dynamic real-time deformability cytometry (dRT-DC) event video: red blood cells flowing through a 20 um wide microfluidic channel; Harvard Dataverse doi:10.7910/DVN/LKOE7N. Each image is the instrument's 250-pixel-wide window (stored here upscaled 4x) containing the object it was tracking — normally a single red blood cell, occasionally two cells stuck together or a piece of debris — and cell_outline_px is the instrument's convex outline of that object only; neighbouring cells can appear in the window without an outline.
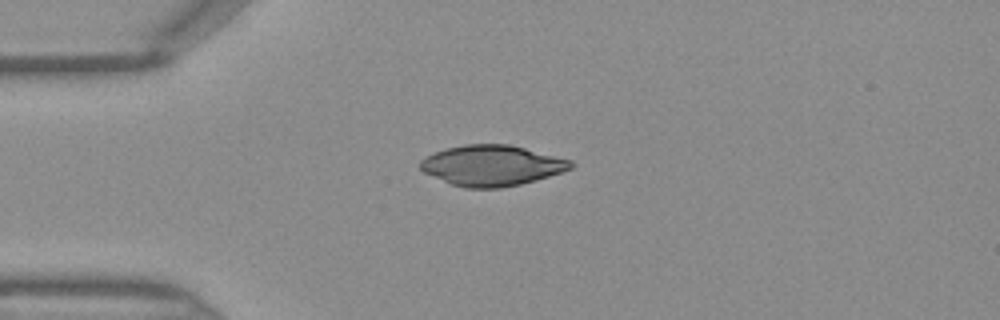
{"species": "Egyptian fruit bat (a non-hibernating species)", "species_latin": "Rousettus aegyptiacus", "temperature_condition": "warm", "stored_images_in_passage": 30, "camera_frame_rate_fps": 3000, "um_per_image_px": 0.085, "frame": {"image": 1, "passage_image": 1, "time_ms": 0.0, "image_size_px": [1000, 320], "cell_outline_px": [[576, 164], [572, 168], [536, 180], [520, 184], [500, 188], [464, 188], [452, 184], [424, 172], [420, 168], [420, 160], [436, 152], [448, 148], [464, 144], [508, 144], [572, 160]], "centroid_in_image_um": [41.82, 14.07], "position_along_channel_um": 43.2, "area_um2": 35.26}}
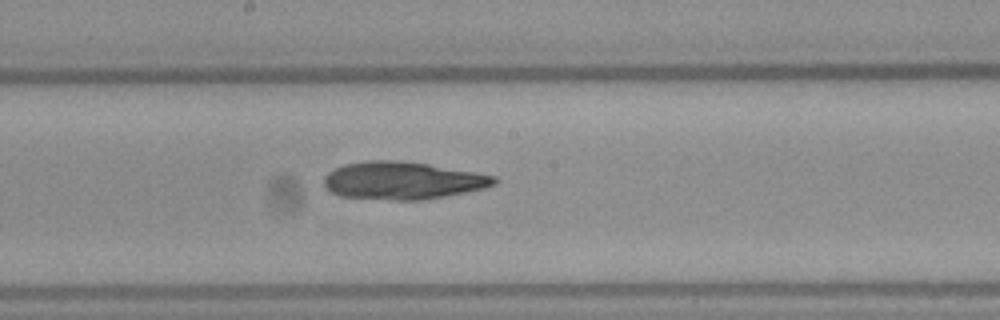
{"frame": {"image": 2, "passage_image": 14, "time_ms": 4.333, "image_size_px": [1000, 320], "cell_outline_px": [[500, 180], [496, 184], [484, 188], [444, 196], [420, 200], [392, 200], [340, 196], [332, 192], [324, 184], [324, 176], [328, 172], [344, 164], [368, 160], [396, 160], [428, 164], [496, 176]], "centroid_in_image_um": [34.22, 15.34], "position_along_channel_um": 214.0, "area_um2": 37.11}}
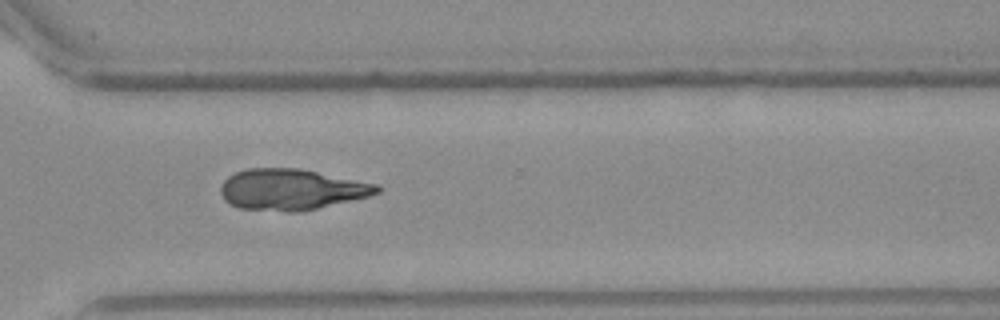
{"frame": {"image": 3, "passage_image": 23, "time_ms": 7.333, "image_size_px": [1000, 320], "cell_outline_px": [[384, 188], [380, 192], [368, 196], [300, 212], [284, 212], [240, 208], [228, 204], [224, 200], [220, 192], [220, 188], [224, 180], [228, 176], [236, 172], [248, 168], [300, 168], [376, 184]], "centroid_in_image_um": [24.74, 16.11], "position_along_channel_um": 345.9, "area_um2": 37.4}}